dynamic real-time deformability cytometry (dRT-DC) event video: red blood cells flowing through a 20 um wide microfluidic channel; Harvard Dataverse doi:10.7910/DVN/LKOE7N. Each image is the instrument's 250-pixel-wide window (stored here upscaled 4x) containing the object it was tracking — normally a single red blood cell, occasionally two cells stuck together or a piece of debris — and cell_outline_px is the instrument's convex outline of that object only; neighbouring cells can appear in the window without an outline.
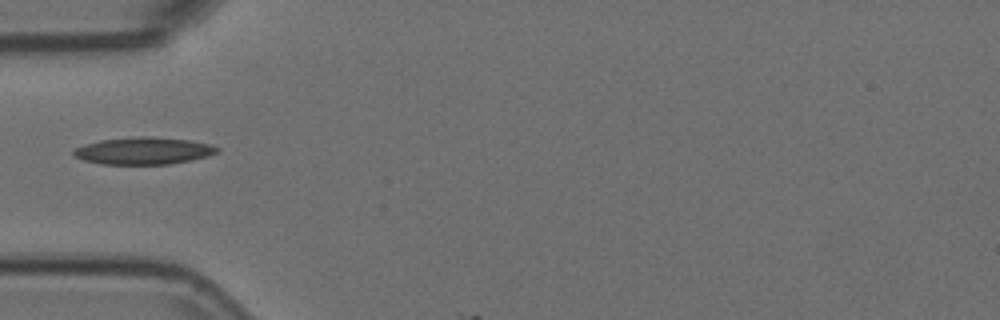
{"species": "Egyptian fruit bat (a non-hibernating species)", "species_latin": "Rousettus aegyptiacus", "temperature_condition": "room temperature", "stored_images_in_passage": 4, "camera_frame_rate_fps": 3000, "um_per_image_px": 0.085, "animal": {"sex": "female"}, "frame": {"image": 1, "passage_image": 3, "time_ms": 0.667, "image_size_px": [1000, 320], "cell_outline_px": [[220, 148], [216, 152], [208, 156], [192, 160], [168, 164], [100, 164], [84, 160], [72, 156], [72, 152], [76, 148], [84, 144], [100, 140], [140, 136], [148, 136], [188, 140], [208, 144]], "centroid_in_image_um": [12.16, 12.82], "position_along_channel_um": 72.8, "area_um2": 22.6}}